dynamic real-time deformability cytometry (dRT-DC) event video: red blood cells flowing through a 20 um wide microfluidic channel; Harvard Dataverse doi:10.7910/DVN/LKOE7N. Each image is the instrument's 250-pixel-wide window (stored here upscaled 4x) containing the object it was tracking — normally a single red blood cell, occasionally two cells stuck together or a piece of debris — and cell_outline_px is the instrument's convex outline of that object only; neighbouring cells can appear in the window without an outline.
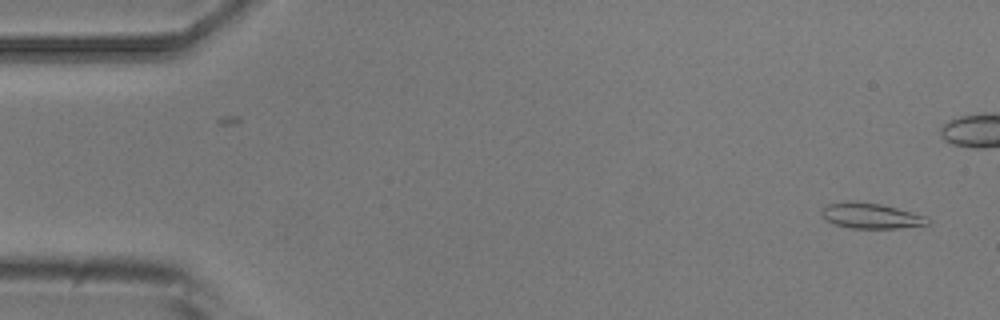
{"species": "common noctule bat (a hibernating species)", "species_latin": "Nyctalus noctula", "temperature_condition": "room temperature", "stored_images_in_passage": 2, "camera_frame_rate_fps": 3000, "um_per_image_px": 0.085, "animal": {"sex": "male", "body_mass_g": 20.5, "forearm_length_mm": 52.5}, "frame": {"image": 1, "passage_image": 2, "time_ms": 1.0, "image_size_px": [1000, 320], "cell_outline_px": [[928, 224], [900, 228], [852, 228], [836, 224], [824, 220], [820, 212], [828, 204], [848, 200], [856, 200], [880, 204], [896, 208], [924, 216]], "centroid_in_image_um": [73.93, 18.33], "position_along_channel_um": 11.1, "area_um2": 15.55}}